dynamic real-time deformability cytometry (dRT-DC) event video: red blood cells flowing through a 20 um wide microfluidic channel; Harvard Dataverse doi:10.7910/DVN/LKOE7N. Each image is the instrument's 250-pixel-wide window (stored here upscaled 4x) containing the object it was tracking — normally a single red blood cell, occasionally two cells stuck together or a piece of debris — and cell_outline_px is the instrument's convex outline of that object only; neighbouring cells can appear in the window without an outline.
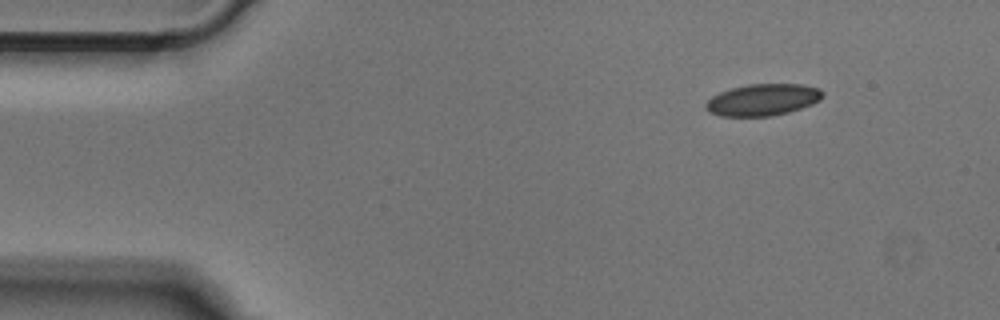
{"species": "Egyptian fruit bat (a non-hibernating species)", "species_latin": "Rousettus aegyptiacus", "temperature_condition": "cold", "stored_images_in_passage": 45, "camera_frame_rate_fps": 3000, "um_per_image_px": 0.085, "animal": {"sex": "male"}, "frame": {"image": 1, "passage_image": 1, "time_ms": 0.0, "image_size_px": [1000, 320], "cell_outline_px": [[824, 96], [820, 100], [812, 104], [788, 112], [772, 116], [720, 116], [708, 112], [704, 108], [704, 104], [712, 96], [720, 92], [732, 88], [748, 84], [804, 84], [820, 88], [824, 92]], "centroid_in_image_um": [64.84, 8.48], "position_along_channel_um": 20.2, "area_um2": 21.79}}
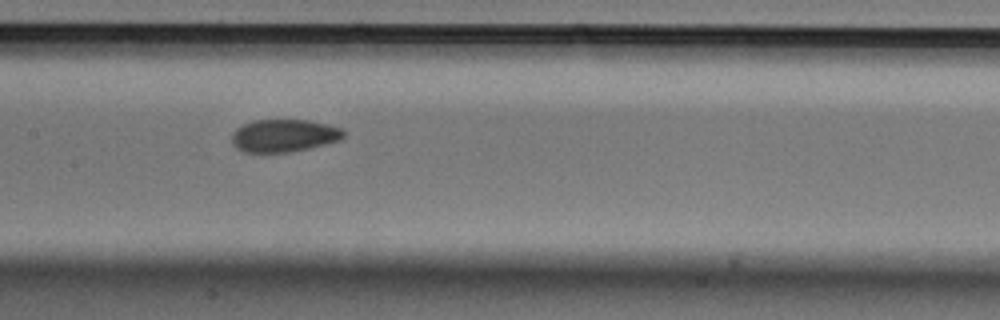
{"frame": {"image": 2, "passage_image": 19, "time_ms": 6.0, "image_size_px": [1000, 320], "cell_outline_px": [[344, 136], [340, 140], [308, 148], [288, 152], [244, 152], [236, 148], [232, 144], [232, 132], [236, 128], [252, 120], [308, 120], [328, 124], [340, 128], [344, 132]], "centroid_in_image_um": [24.1, 11.52], "position_along_channel_um": 183.3, "area_um2": 21.21}}
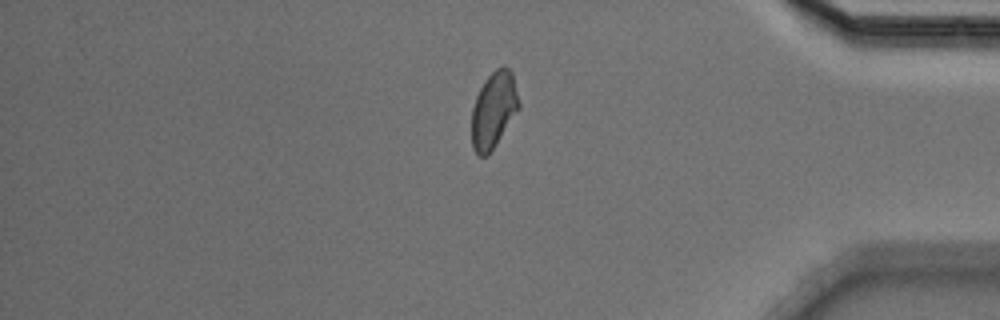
{"frame": {"image": 3, "passage_image": 37, "time_ms": 12.0, "image_size_px": [1000, 320], "cell_outline_px": [[520, 108], [496, 144], [484, 156], [480, 156], [472, 148], [472, 108], [476, 96], [484, 80], [496, 68], [508, 68], [512, 72], [520, 104]], "centroid_in_image_um": [41.96, 9.33], "position_along_channel_um": 393.2, "area_um2": 20.69}}